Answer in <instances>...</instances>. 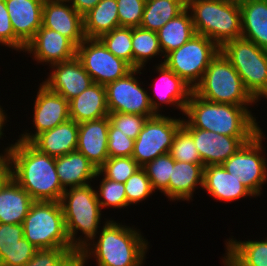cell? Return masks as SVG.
Wrapping results in <instances>:
<instances>
[{
  "label": "cell",
  "mask_w": 267,
  "mask_h": 266,
  "mask_svg": "<svg viewBox=\"0 0 267 266\" xmlns=\"http://www.w3.org/2000/svg\"><path fill=\"white\" fill-rule=\"evenodd\" d=\"M4 152L10 163V176L34 201L60 202L65 189L57 175L54 157L20 140L10 144Z\"/></svg>",
  "instance_id": "1"
},
{
  "label": "cell",
  "mask_w": 267,
  "mask_h": 266,
  "mask_svg": "<svg viewBox=\"0 0 267 266\" xmlns=\"http://www.w3.org/2000/svg\"><path fill=\"white\" fill-rule=\"evenodd\" d=\"M184 115L189 120H183V128H198L238 137L244 144L261 131L248 107L210 102L194 92L187 102Z\"/></svg>",
  "instance_id": "2"
},
{
  "label": "cell",
  "mask_w": 267,
  "mask_h": 266,
  "mask_svg": "<svg viewBox=\"0 0 267 266\" xmlns=\"http://www.w3.org/2000/svg\"><path fill=\"white\" fill-rule=\"evenodd\" d=\"M98 239L96 244L90 242L79 251L78 266H85L87 259L93 256L98 266H142L144 263L148 242L133 226L107 220Z\"/></svg>",
  "instance_id": "3"
},
{
  "label": "cell",
  "mask_w": 267,
  "mask_h": 266,
  "mask_svg": "<svg viewBox=\"0 0 267 266\" xmlns=\"http://www.w3.org/2000/svg\"><path fill=\"white\" fill-rule=\"evenodd\" d=\"M187 9L191 13L196 34L206 36L219 48L242 37L239 3L226 0H187Z\"/></svg>",
  "instance_id": "4"
},
{
  "label": "cell",
  "mask_w": 267,
  "mask_h": 266,
  "mask_svg": "<svg viewBox=\"0 0 267 266\" xmlns=\"http://www.w3.org/2000/svg\"><path fill=\"white\" fill-rule=\"evenodd\" d=\"M60 204L68 239L79 252L91 240L94 242L97 239L96 235L100 227L98 225L101 222V207L97 200L96 190L93 189L91 183L67 188L62 194ZM78 231H82L81 233L85 236L76 238Z\"/></svg>",
  "instance_id": "5"
},
{
  "label": "cell",
  "mask_w": 267,
  "mask_h": 266,
  "mask_svg": "<svg viewBox=\"0 0 267 266\" xmlns=\"http://www.w3.org/2000/svg\"><path fill=\"white\" fill-rule=\"evenodd\" d=\"M193 92L214 103L244 107L255 103V99L245 89L240 75L221 51L211 60Z\"/></svg>",
  "instance_id": "6"
},
{
  "label": "cell",
  "mask_w": 267,
  "mask_h": 266,
  "mask_svg": "<svg viewBox=\"0 0 267 266\" xmlns=\"http://www.w3.org/2000/svg\"><path fill=\"white\" fill-rule=\"evenodd\" d=\"M22 225L24 238L37 249L77 251L68 239L60 202L34 201Z\"/></svg>",
  "instance_id": "7"
},
{
  "label": "cell",
  "mask_w": 267,
  "mask_h": 266,
  "mask_svg": "<svg viewBox=\"0 0 267 266\" xmlns=\"http://www.w3.org/2000/svg\"><path fill=\"white\" fill-rule=\"evenodd\" d=\"M220 51L240 75L245 89L255 99L267 86V50L241 37L225 43Z\"/></svg>",
  "instance_id": "8"
},
{
  "label": "cell",
  "mask_w": 267,
  "mask_h": 266,
  "mask_svg": "<svg viewBox=\"0 0 267 266\" xmlns=\"http://www.w3.org/2000/svg\"><path fill=\"white\" fill-rule=\"evenodd\" d=\"M219 51L212 40L195 34L184 45L168 53L163 63L194 89Z\"/></svg>",
  "instance_id": "9"
},
{
  "label": "cell",
  "mask_w": 267,
  "mask_h": 266,
  "mask_svg": "<svg viewBox=\"0 0 267 266\" xmlns=\"http://www.w3.org/2000/svg\"><path fill=\"white\" fill-rule=\"evenodd\" d=\"M142 69H133L126 76L105 85L109 113L139 114L153 117L160 114V102L154 100L134 77ZM159 102V103H158Z\"/></svg>",
  "instance_id": "10"
},
{
  "label": "cell",
  "mask_w": 267,
  "mask_h": 266,
  "mask_svg": "<svg viewBox=\"0 0 267 266\" xmlns=\"http://www.w3.org/2000/svg\"><path fill=\"white\" fill-rule=\"evenodd\" d=\"M183 126V119L162 114L149 117L134 141L132 158L143 167L156 157L169 153L177 131Z\"/></svg>",
  "instance_id": "11"
},
{
  "label": "cell",
  "mask_w": 267,
  "mask_h": 266,
  "mask_svg": "<svg viewBox=\"0 0 267 266\" xmlns=\"http://www.w3.org/2000/svg\"><path fill=\"white\" fill-rule=\"evenodd\" d=\"M262 130L249 142L243 144L222 166L246 186L255 196L261 195V187L267 179V160L263 150ZM261 155V156H260Z\"/></svg>",
  "instance_id": "12"
},
{
  "label": "cell",
  "mask_w": 267,
  "mask_h": 266,
  "mask_svg": "<svg viewBox=\"0 0 267 266\" xmlns=\"http://www.w3.org/2000/svg\"><path fill=\"white\" fill-rule=\"evenodd\" d=\"M76 57L93 82L106 85L126 76L134 68L110 52L98 38H85L78 46Z\"/></svg>",
  "instance_id": "13"
},
{
  "label": "cell",
  "mask_w": 267,
  "mask_h": 266,
  "mask_svg": "<svg viewBox=\"0 0 267 266\" xmlns=\"http://www.w3.org/2000/svg\"><path fill=\"white\" fill-rule=\"evenodd\" d=\"M69 119V102L42 83L34 101L33 123L36 131L34 134L24 132L17 140L31 142L40 133L50 130Z\"/></svg>",
  "instance_id": "14"
},
{
  "label": "cell",
  "mask_w": 267,
  "mask_h": 266,
  "mask_svg": "<svg viewBox=\"0 0 267 266\" xmlns=\"http://www.w3.org/2000/svg\"><path fill=\"white\" fill-rule=\"evenodd\" d=\"M63 0H45L42 26L67 37L76 47L86 38L83 16Z\"/></svg>",
  "instance_id": "15"
},
{
  "label": "cell",
  "mask_w": 267,
  "mask_h": 266,
  "mask_svg": "<svg viewBox=\"0 0 267 266\" xmlns=\"http://www.w3.org/2000/svg\"><path fill=\"white\" fill-rule=\"evenodd\" d=\"M51 68L54 71L52 70L49 77L42 83L68 102L94 83L77 57L51 65Z\"/></svg>",
  "instance_id": "16"
},
{
  "label": "cell",
  "mask_w": 267,
  "mask_h": 266,
  "mask_svg": "<svg viewBox=\"0 0 267 266\" xmlns=\"http://www.w3.org/2000/svg\"><path fill=\"white\" fill-rule=\"evenodd\" d=\"M25 52L32 53L38 63L54 65L75 58L77 47L67 37L41 26L26 45Z\"/></svg>",
  "instance_id": "17"
},
{
  "label": "cell",
  "mask_w": 267,
  "mask_h": 266,
  "mask_svg": "<svg viewBox=\"0 0 267 266\" xmlns=\"http://www.w3.org/2000/svg\"><path fill=\"white\" fill-rule=\"evenodd\" d=\"M192 137L204 167L223 164L244 143L231 137L198 128H184Z\"/></svg>",
  "instance_id": "18"
},
{
  "label": "cell",
  "mask_w": 267,
  "mask_h": 266,
  "mask_svg": "<svg viewBox=\"0 0 267 266\" xmlns=\"http://www.w3.org/2000/svg\"><path fill=\"white\" fill-rule=\"evenodd\" d=\"M108 116L79 123L76 151L82 153L97 169L109 158Z\"/></svg>",
  "instance_id": "19"
},
{
  "label": "cell",
  "mask_w": 267,
  "mask_h": 266,
  "mask_svg": "<svg viewBox=\"0 0 267 266\" xmlns=\"http://www.w3.org/2000/svg\"><path fill=\"white\" fill-rule=\"evenodd\" d=\"M45 0H5L15 35L27 45L42 26Z\"/></svg>",
  "instance_id": "20"
},
{
  "label": "cell",
  "mask_w": 267,
  "mask_h": 266,
  "mask_svg": "<svg viewBox=\"0 0 267 266\" xmlns=\"http://www.w3.org/2000/svg\"><path fill=\"white\" fill-rule=\"evenodd\" d=\"M203 189L219 201L232 202L245 196L255 197L241 180L227 172L222 164L204 167Z\"/></svg>",
  "instance_id": "21"
},
{
  "label": "cell",
  "mask_w": 267,
  "mask_h": 266,
  "mask_svg": "<svg viewBox=\"0 0 267 266\" xmlns=\"http://www.w3.org/2000/svg\"><path fill=\"white\" fill-rule=\"evenodd\" d=\"M79 123L69 119L58 126L37 135L30 143L40 152L60 157L76 151Z\"/></svg>",
  "instance_id": "22"
},
{
  "label": "cell",
  "mask_w": 267,
  "mask_h": 266,
  "mask_svg": "<svg viewBox=\"0 0 267 266\" xmlns=\"http://www.w3.org/2000/svg\"><path fill=\"white\" fill-rule=\"evenodd\" d=\"M109 115L104 85L93 83L69 101V117L76 123L98 120Z\"/></svg>",
  "instance_id": "23"
},
{
  "label": "cell",
  "mask_w": 267,
  "mask_h": 266,
  "mask_svg": "<svg viewBox=\"0 0 267 266\" xmlns=\"http://www.w3.org/2000/svg\"><path fill=\"white\" fill-rule=\"evenodd\" d=\"M34 200L11 176L0 187V223L22 224Z\"/></svg>",
  "instance_id": "24"
},
{
  "label": "cell",
  "mask_w": 267,
  "mask_h": 266,
  "mask_svg": "<svg viewBox=\"0 0 267 266\" xmlns=\"http://www.w3.org/2000/svg\"><path fill=\"white\" fill-rule=\"evenodd\" d=\"M55 166L60 183L65 190L68 186L73 188L88 185L93 178L97 177L98 169L78 151L56 157Z\"/></svg>",
  "instance_id": "25"
},
{
  "label": "cell",
  "mask_w": 267,
  "mask_h": 266,
  "mask_svg": "<svg viewBox=\"0 0 267 266\" xmlns=\"http://www.w3.org/2000/svg\"><path fill=\"white\" fill-rule=\"evenodd\" d=\"M239 5L242 38L267 50V0H244Z\"/></svg>",
  "instance_id": "26"
},
{
  "label": "cell",
  "mask_w": 267,
  "mask_h": 266,
  "mask_svg": "<svg viewBox=\"0 0 267 266\" xmlns=\"http://www.w3.org/2000/svg\"><path fill=\"white\" fill-rule=\"evenodd\" d=\"M204 165L174 160L169 185L168 198L174 201L187 200L193 197L195 188L203 187Z\"/></svg>",
  "instance_id": "27"
},
{
  "label": "cell",
  "mask_w": 267,
  "mask_h": 266,
  "mask_svg": "<svg viewBox=\"0 0 267 266\" xmlns=\"http://www.w3.org/2000/svg\"><path fill=\"white\" fill-rule=\"evenodd\" d=\"M156 67V70L161 76L154 84V92H156L155 95H157V99H159L162 104L164 103V105L166 103L176 106L184 114L187 102L193 92V88L169 69L163 62Z\"/></svg>",
  "instance_id": "28"
},
{
  "label": "cell",
  "mask_w": 267,
  "mask_h": 266,
  "mask_svg": "<svg viewBox=\"0 0 267 266\" xmlns=\"http://www.w3.org/2000/svg\"><path fill=\"white\" fill-rule=\"evenodd\" d=\"M225 266H267V238L261 241H226Z\"/></svg>",
  "instance_id": "29"
},
{
  "label": "cell",
  "mask_w": 267,
  "mask_h": 266,
  "mask_svg": "<svg viewBox=\"0 0 267 266\" xmlns=\"http://www.w3.org/2000/svg\"><path fill=\"white\" fill-rule=\"evenodd\" d=\"M188 13L189 10L186 8L156 32L164 57L171 51L184 45L196 34L192 16Z\"/></svg>",
  "instance_id": "30"
},
{
  "label": "cell",
  "mask_w": 267,
  "mask_h": 266,
  "mask_svg": "<svg viewBox=\"0 0 267 266\" xmlns=\"http://www.w3.org/2000/svg\"><path fill=\"white\" fill-rule=\"evenodd\" d=\"M116 0H101L92 10L83 16L86 38H99L101 35L119 26Z\"/></svg>",
  "instance_id": "31"
},
{
  "label": "cell",
  "mask_w": 267,
  "mask_h": 266,
  "mask_svg": "<svg viewBox=\"0 0 267 266\" xmlns=\"http://www.w3.org/2000/svg\"><path fill=\"white\" fill-rule=\"evenodd\" d=\"M187 8V0H146L140 27L157 32Z\"/></svg>",
  "instance_id": "32"
},
{
  "label": "cell",
  "mask_w": 267,
  "mask_h": 266,
  "mask_svg": "<svg viewBox=\"0 0 267 266\" xmlns=\"http://www.w3.org/2000/svg\"><path fill=\"white\" fill-rule=\"evenodd\" d=\"M133 68L143 69L148 59L162 55L159 39L155 31L142 27H132Z\"/></svg>",
  "instance_id": "33"
},
{
  "label": "cell",
  "mask_w": 267,
  "mask_h": 266,
  "mask_svg": "<svg viewBox=\"0 0 267 266\" xmlns=\"http://www.w3.org/2000/svg\"><path fill=\"white\" fill-rule=\"evenodd\" d=\"M116 57L133 67L132 27H118L98 38Z\"/></svg>",
  "instance_id": "34"
},
{
  "label": "cell",
  "mask_w": 267,
  "mask_h": 266,
  "mask_svg": "<svg viewBox=\"0 0 267 266\" xmlns=\"http://www.w3.org/2000/svg\"><path fill=\"white\" fill-rule=\"evenodd\" d=\"M174 167V159L169 153L156 157L142 168L150 179L153 190H160L168 197V185Z\"/></svg>",
  "instance_id": "35"
},
{
  "label": "cell",
  "mask_w": 267,
  "mask_h": 266,
  "mask_svg": "<svg viewBox=\"0 0 267 266\" xmlns=\"http://www.w3.org/2000/svg\"><path fill=\"white\" fill-rule=\"evenodd\" d=\"M78 255L66 248L38 249L24 266H78Z\"/></svg>",
  "instance_id": "36"
},
{
  "label": "cell",
  "mask_w": 267,
  "mask_h": 266,
  "mask_svg": "<svg viewBox=\"0 0 267 266\" xmlns=\"http://www.w3.org/2000/svg\"><path fill=\"white\" fill-rule=\"evenodd\" d=\"M141 166L131 157H109L98 169L97 176L125 183Z\"/></svg>",
  "instance_id": "37"
},
{
  "label": "cell",
  "mask_w": 267,
  "mask_h": 266,
  "mask_svg": "<svg viewBox=\"0 0 267 266\" xmlns=\"http://www.w3.org/2000/svg\"><path fill=\"white\" fill-rule=\"evenodd\" d=\"M169 154L175 161L203 164L193 137L183 127L177 131Z\"/></svg>",
  "instance_id": "38"
},
{
  "label": "cell",
  "mask_w": 267,
  "mask_h": 266,
  "mask_svg": "<svg viewBox=\"0 0 267 266\" xmlns=\"http://www.w3.org/2000/svg\"><path fill=\"white\" fill-rule=\"evenodd\" d=\"M100 182L96 196L101 209L108 206L118 209L127 207V197L123 183L107 179L104 176Z\"/></svg>",
  "instance_id": "39"
},
{
  "label": "cell",
  "mask_w": 267,
  "mask_h": 266,
  "mask_svg": "<svg viewBox=\"0 0 267 266\" xmlns=\"http://www.w3.org/2000/svg\"><path fill=\"white\" fill-rule=\"evenodd\" d=\"M127 197V206L137 204L145 200L153 192L150 179L147 177L145 170L141 167L124 183Z\"/></svg>",
  "instance_id": "40"
},
{
  "label": "cell",
  "mask_w": 267,
  "mask_h": 266,
  "mask_svg": "<svg viewBox=\"0 0 267 266\" xmlns=\"http://www.w3.org/2000/svg\"><path fill=\"white\" fill-rule=\"evenodd\" d=\"M108 118L110 123L116 128V132H122L135 140L149 117L139 114L115 112L109 113Z\"/></svg>",
  "instance_id": "41"
},
{
  "label": "cell",
  "mask_w": 267,
  "mask_h": 266,
  "mask_svg": "<svg viewBox=\"0 0 267 266\" xmlns=\"http://www.w3.org/2000/svg\"><path fill=\"white\" fill-rule=\"evenodd\" d=\"M120 27H139L146 0H116Z\"/></svg>",
  "instance_id": "42"
},
{
  "label": "cell",
  "mask_w": 267,
  "mask_h": 266,
  "mask_svg": "<svg viewBox=\"0 0 267 266\" xmlns=\"http://www.w3.org/2000/svg\"><path fill=\"white\" fill-rule=\"evenodd\" d=\"M37 250L28 240L22 238L11 250L0 251V266H24Z\"/></svg>",
  "instance_id": "43"
},
{
  "label": "cell",
  "mask_w": 267,
  "mask_h": 266,
  "mask_svg": "<svg viewBox=\"0 0 267 266\" xmlns=\"http://www.w3.org/2000/svg\"><path fill=\"white\" fill-rule=\"evenodd\" d=\"M134 141L122 132H116V128L109 122L108 129V155L109 157H128L134 151Z\"/></svg>",
  "instance_id": "44"
},
{
  "label": "cell",
  "mask_w": 267,
  "mask_h": 266,
  "mask_svg": "<svg viewBox=\"0 0 267 266\" xmlns=\"http://www.w3.org/2000/svg\"><path fill=\"white\" fill-rule=\"evenodd\" d=\"M0 44L25 51L26 45L15 35L5 0H0Z\"/></svg>",
  "instance_id": "45"
},
{
  "label": "cell",
  "mask_w": 267,
  "mask_h": 266,
  "mask_svg": "<svg viewBox=\"0 0 267 266\" xmlns=\"http://www.w3.org/2000/svg\"><path fill=\"white\" fill-rule=\"evenodd\" d=\"M24 238L22 224L0 223V251H9Z\"/></svg>",
  "instance_id": "46"
},
{
  "label": "cell",
  "mask_w": 267,
  "mask_h": 266,
  "mask_svg": "<svg viewBox=\"0 0 267 266\" xmlns=\"http://www.w3.org/2000/svg\"><path fill=\"white\" fill-rule=\"evenodd\" d=\"M101 0H68V3L82 16L92 10ZM72 3V4H71Z\"/></svg>",
  "instance_id": "47"
},
{
  "label": "cell",
  "mask_w": 267,
  "mask_h": 266,
  "mask_svg": "<svg viewBox=\"0 0 267 266\" xmlns=\"http://www.w3.org/2000/svg\"><path fill=\"white\" fill-rule=\"evenodd\" d=\"M0 157V187L10 177V163L5 154Z\"/></svg>",
  "instance_id": "48"
},
{
  "label": "cell",
  "mask_w": 267,
  "mask_h": 266,
  "mask_svg": "<svg viewBox=\"0 0 267 266\" xmlns=\"http://www.w3.org/2000/svg\"><path fill=\"white\" fill-rule=\"evenodd\" d=\"M3 111H5V110H3V108L0 106V139H1V137L3 136V126H4V124H5V121L7 122V118H6V116L7 115H5V112H3Z\"/></svg>",
  "instance_id": "49"
},
{
  "label": "cell",
  "mask_w": 267,
  "mask_h": 266,
  "mask_svg": "<svg viewBox=\"0 0 267 266\" xmlns=\"http://www.w3.org/2000/svg\"><path fill=\"white\" fill-rule=\"evenodd\" d=\"M261 97L267 98V86L259 93V95L255 98V103L258 102V100Z\"/></svg>",
  "instance_id": "50"
},
{
  "label": "cell",
  "mask_w": 267,
  "mask_h": 266,
  "mask_svg": "<svg viewBox=\"0 0 267 266\" xmlns=\"http://www.w3.org/2000/svg\"><path fill=\"white\" fill-rule=\"evenodd\" d=\"M226 1H231V2H236V3H241L244 0H226Z\"/></svg>",
  "instance_id": "51"
}]
</instances>
